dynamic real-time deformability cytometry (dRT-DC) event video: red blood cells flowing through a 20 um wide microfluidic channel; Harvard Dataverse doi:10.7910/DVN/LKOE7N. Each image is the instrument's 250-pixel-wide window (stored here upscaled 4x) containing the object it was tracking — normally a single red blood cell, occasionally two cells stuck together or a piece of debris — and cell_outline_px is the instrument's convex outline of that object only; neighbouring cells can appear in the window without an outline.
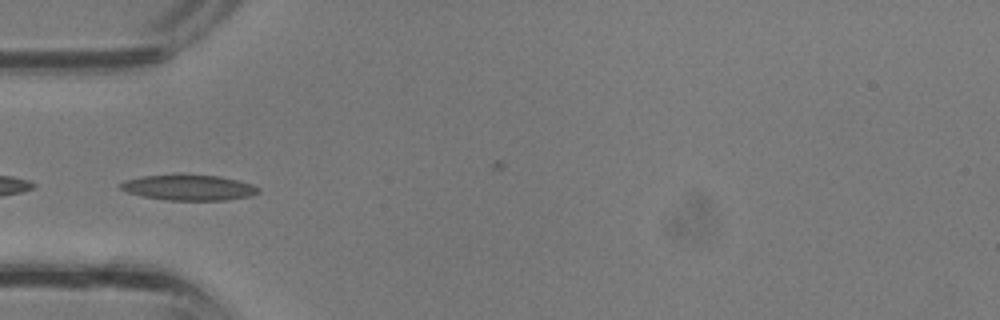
{"species": "common noctule bat (a hibernating species)", "species_latin": "Nyctalus noctula", "temperature_condition": "room temperature", "stored_images_in_passage": 24, "camera_frame_rate_fps": 3000, "um_per_image_px": 0.085, "animal": {"sex": "male", "body_mass_g": 13.3}, "frame": {"image": 1, "passage_image": 1, "time_ms": 0.0, "image_size_px": [1000, 320], "cell_outline_px": [[260, 192], [248, 196], [224, 200], [164, 200], [140, 196], [128, 192], [120, 188], [116, 184], [124, 180], [144, 176], [180, 172], [220, 176], [252, 184], [260, 188]], "centroid_in_image_um": [15.98, 15.91], "position_along_channel_um": 69.0, "area_um2": 21.21}}
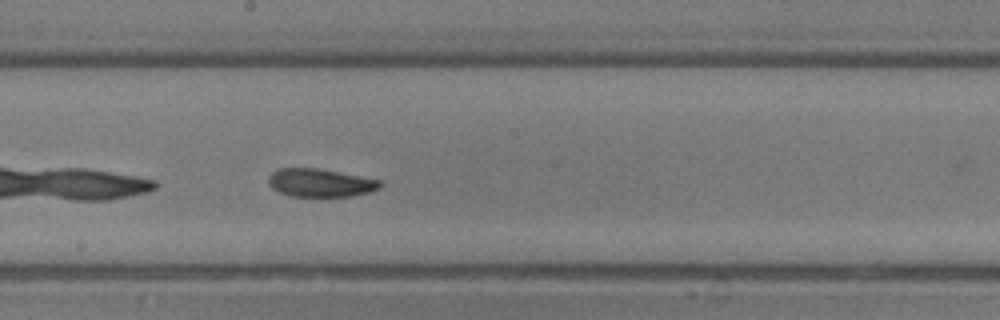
{"frame": {"image": 2, "passage_image": 9, "time_ms": 2.667, "image_size_px": [1000, 320], "cell_outline_px": [[384, 184], [380, 188], [368, 192], [352, 196], [292, 196], [280, 192], [272, 188], [268, 184], [268, 176], [276, 168], [316, 168], [380, 180]], "centroid_in_image_um": [27.2, 15.53], "position_along_channel_um": 221.0, "area_um2": 18.21}}
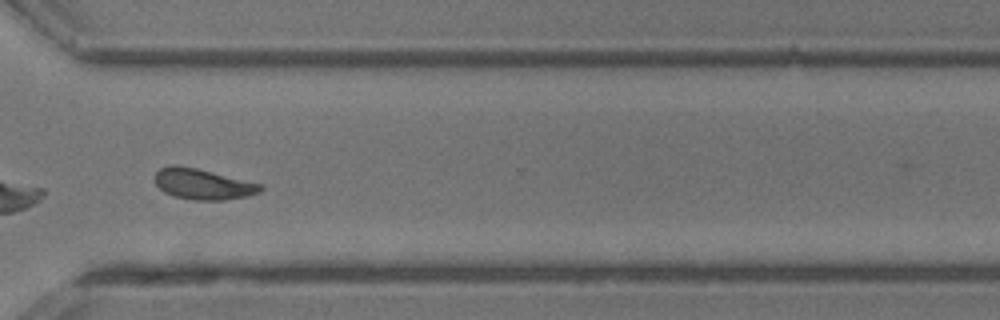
{"frame": {"image": 3, "passage_image": 16, "time_ms": 5.0, "image_size_px": [1000, 320], "cell_outline_px": [[264, 188], [260, 192], [244, 196], [224, 200], [196, 200], [176, 196], [164, 192], [156, 184], [156, 172], [160, 168], [172, 164], [176, 164], [196, 168], [264, 184]], "centroid_in_image_um": [17.27, 15.63], "position_along_channel_um": 353.3, "area_um2": 18.79}}